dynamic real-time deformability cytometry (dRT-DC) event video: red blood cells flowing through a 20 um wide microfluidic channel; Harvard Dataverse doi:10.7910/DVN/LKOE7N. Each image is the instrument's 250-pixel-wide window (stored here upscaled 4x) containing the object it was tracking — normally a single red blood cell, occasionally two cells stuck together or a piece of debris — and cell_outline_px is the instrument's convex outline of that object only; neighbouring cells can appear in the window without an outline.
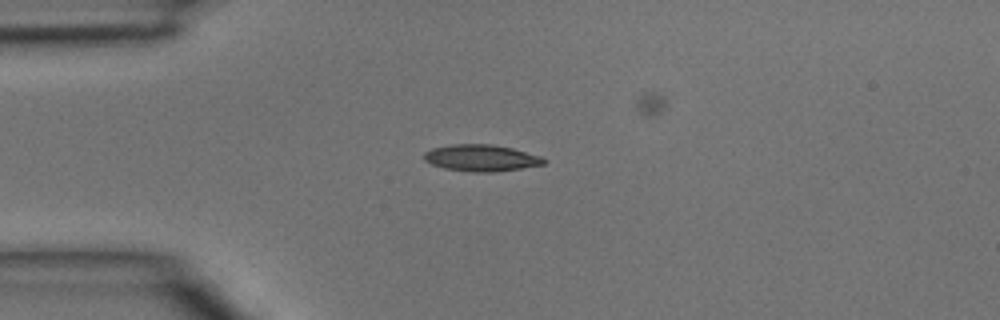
{"species": "common noctule bat (a hibernating species)", "species_latin": "Nyctalus noctula", "temperature_condition": "room temperature", "stored_images_in_passage": 5, "camera_frame_rate_fps": 3000, "um_per_image_px": 0.085, "animal": {"sex": "male", "body_mass_g": 15.6}, "frame": {"image": 1, "passage_image": 3, "time_ms": 0.667, "image_size_px": [1000, 320], "cell_outline_px": [[548, 160], [544, 164], [520, 168], [492, 172], [472, 172], [444, 168], [432, 164], [424, 160], [424, 152], [432, 148], [452, 144], [492, 144], [512, 148], [540, 156]], "centroid_in_image_um": [40.89, 13.42], "position_along_channel_um": 44.1, "area_um2": 18.5}}